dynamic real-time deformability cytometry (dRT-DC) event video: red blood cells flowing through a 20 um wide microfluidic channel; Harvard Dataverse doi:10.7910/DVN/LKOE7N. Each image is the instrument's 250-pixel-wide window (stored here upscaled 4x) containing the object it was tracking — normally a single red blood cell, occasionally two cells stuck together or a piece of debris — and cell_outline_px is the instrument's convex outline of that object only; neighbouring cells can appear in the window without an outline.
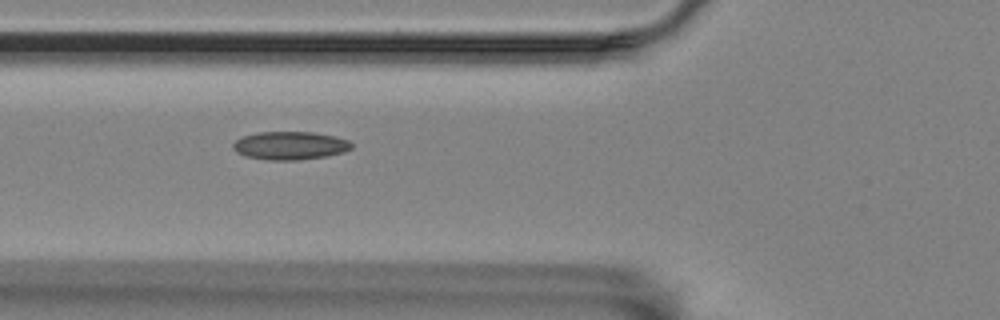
{"species": "Egyptian fruit bat (a non-hibernating species)", "species_latin": "Rousettus aegyptiacus", "temperature_condition": "room temperature", "stored_images_in_passage": 7, "camera_frame_rate_fps": 3000, "um_per_image_px": 0.085, "animal": {"sex": "female"}, "frame": {"image": 1, "passage_image": 6, "time_ms": 5.667, "image_size_px": [1000, 320], "cell_outline_px": [[352, 148], [344, 152], [328, 156], [296, 160], [268, 160], [244, 156], [236, 152], [232, 148], [232, 144], [236, 140], [244, 136], [256, 132], [312, 132], [336, 136], [348, 140], [352, 144]], "centroid_in_image_um": [24.65, 12.37], "position_along_channel_um": 101.2, "area_um2": 19.59}}
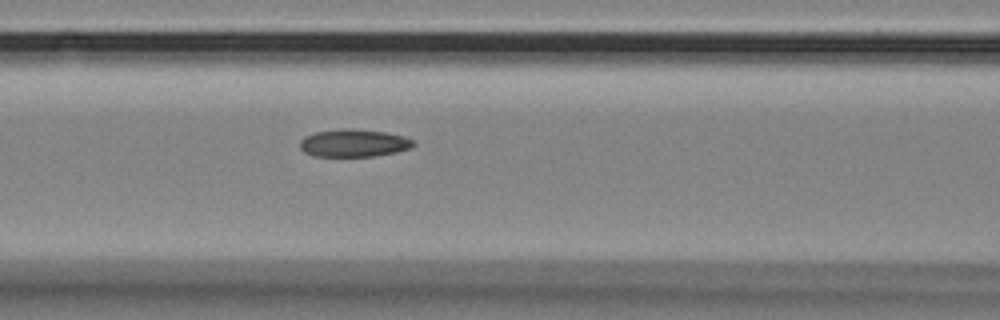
{"frame": {"image": 2, "passage_image": 7, "time_ms": 6.667, "image_size_px": [1000, 320], "cell_outline_px": [[416, 144], [412, 148], [396, 152], [372, 156], [312, 156], [304, 152], [300, 148], [300, 140], [304, 136], [316, 132], [340, 128], [348, 128], [388, 132], [404, 136], [412, 140]], "centroid_in_image_um": [30.07, 12.15], "position_along_channel_um": 136.5, "area_um2": 18.44}}